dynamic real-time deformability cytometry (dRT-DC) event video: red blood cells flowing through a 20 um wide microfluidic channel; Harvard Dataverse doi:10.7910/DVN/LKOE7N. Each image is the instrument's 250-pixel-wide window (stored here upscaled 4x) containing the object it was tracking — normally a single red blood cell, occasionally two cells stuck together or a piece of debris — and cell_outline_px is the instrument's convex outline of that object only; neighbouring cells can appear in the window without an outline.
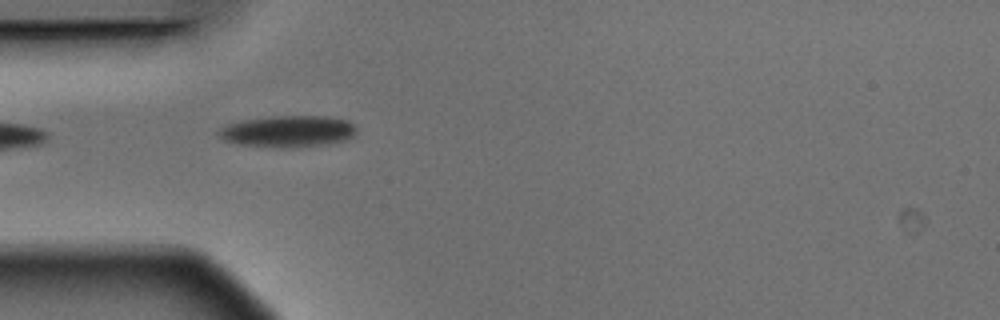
{"species": "Egyptian fruit bat (a non-hibernating species)", "species_latin": "Rousettus aegyptiacus", "temperature_condition": "warm", "stored_images_in_passage": 4, "camera_frame_rate_fps": 3000, "um_per_image_px": 0.085, "animal": {"sex": "male"}, "frame": {"image": 1, "passage_image": 4, "time_ms": 1.0, "image_size_px": [1000, 320], "cell_outline_px": [[356, 132], [352, 136], [344, 140], [324, 144], [284, 148], [280, 148], [240, 144], [224, 140], [216, 132], [220, 128], [228, 124], [244, 120], [276, 116], [324, 116], [348, 120], [356, 128]], "centroid_in_image_um": [24.47, 11.16], "position_along_channel_um": 60.5, "area_um2": 25.03}}